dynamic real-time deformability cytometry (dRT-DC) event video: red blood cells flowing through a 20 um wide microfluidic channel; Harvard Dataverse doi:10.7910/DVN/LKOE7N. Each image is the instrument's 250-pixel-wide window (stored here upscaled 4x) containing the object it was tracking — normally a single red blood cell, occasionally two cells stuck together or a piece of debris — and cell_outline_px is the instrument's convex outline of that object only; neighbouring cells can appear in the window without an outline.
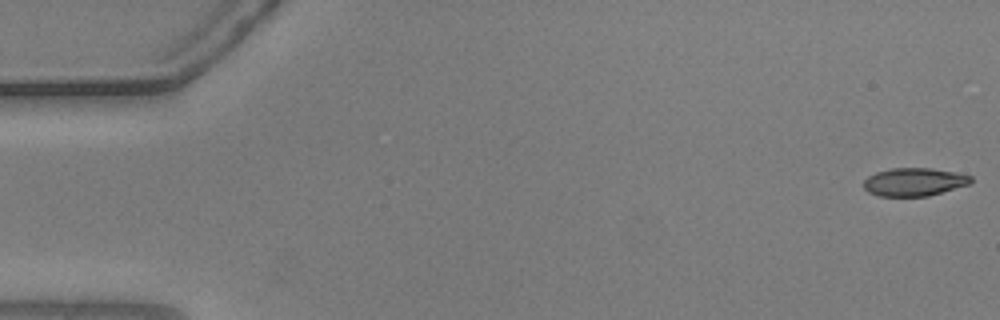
{"species": "common noctule bat (a hibernating species)", "species_latin": "Nyctalus noctula", "temperature_condition": "warm", "stored_images_in_passage": 19, "camera_frame_rate_fps": 3000, "um_per_image_px": 0.085, "animal": {"sex": "male", "body_mass_g": 20.5, "forearm_length_mm": 52.5}, "frame": {"image": 1, "passage_image": 1, "time_ms": 0.0, "image_size_px": [1000, 320], "cell_outline_px": [[972, 184], [928, 196], [876, 196], [868, 192], [864, 188], [864, 180], [868, 176], [876, 172], [892, 168], [932, 168], [972, 176]], "centroid_in_image_um": [77.7, 15.47], "position_along_channel_um": 7.3, "area_um2": 17.63}}
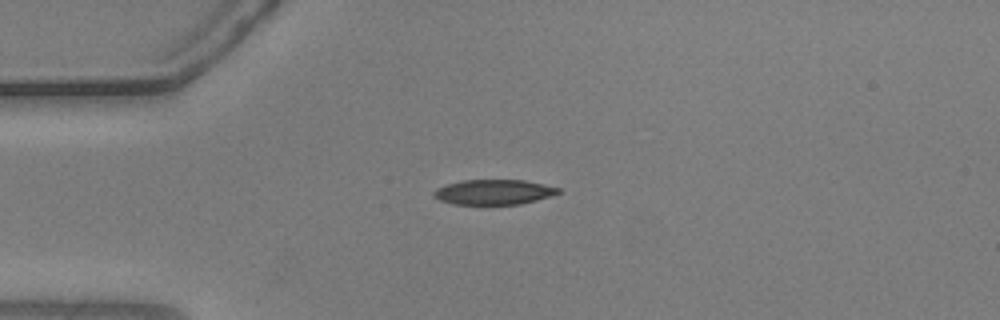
{"frame": {"image": 2, "passage_image": 14, "time_ms": 4.333, "image_size_px": [1000, 320], "cell_outline_px": [[560, 192], [552, 196], [520, 204], [452, 204], [440, 200], [432, 196], [432, 192], [436, 188], [448, 184], [464, 180], [524, 180], [544, 184], [560, 188]], "centroid_in_image_um": [41.96, 16.32], "position_along_channel_um": 43.0, "area_um2": 18.15}}